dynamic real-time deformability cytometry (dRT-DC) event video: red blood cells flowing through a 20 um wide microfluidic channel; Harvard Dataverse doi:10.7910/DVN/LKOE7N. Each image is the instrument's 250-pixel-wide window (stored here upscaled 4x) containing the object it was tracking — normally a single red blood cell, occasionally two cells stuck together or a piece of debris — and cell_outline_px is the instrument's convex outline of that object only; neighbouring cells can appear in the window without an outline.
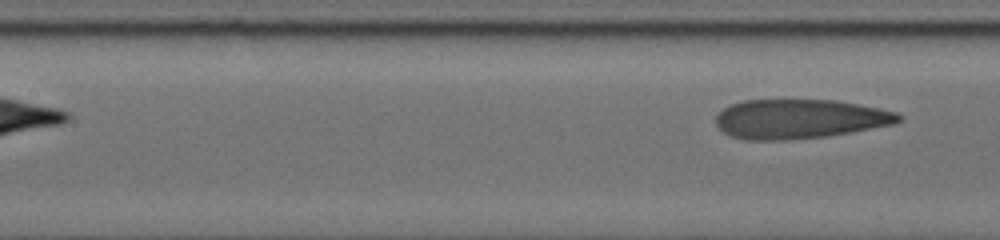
{"species": "human", "species_latin": "Homo sapiens", "temperature_condition": "cold", "stored_images_in_passage": 8, "segment_of_instrument_passage": [2, 2], "camera_frame_rate_fps": 3000, "um_per_image_px": 0.085, "donor": {"sex": "male"}, "frame": {"image": 1, "passage_image": 8, "time_ms": 5.667, "image_size_px": [1000, 240], "cell_outline_px": [[904, 120], [896, 124], [828, 136], [784, 140], [748, 140], [732, 136], [724, 132], [716, 124], [716, 116], [724, 108], [732, 104], [744, 100], [836, 100], [896, 112], [904, 116]], "centroid_in_image_um": [68.0, 10.11], "position_along_channel_um": 139.4, "area_um2": 41.85}}